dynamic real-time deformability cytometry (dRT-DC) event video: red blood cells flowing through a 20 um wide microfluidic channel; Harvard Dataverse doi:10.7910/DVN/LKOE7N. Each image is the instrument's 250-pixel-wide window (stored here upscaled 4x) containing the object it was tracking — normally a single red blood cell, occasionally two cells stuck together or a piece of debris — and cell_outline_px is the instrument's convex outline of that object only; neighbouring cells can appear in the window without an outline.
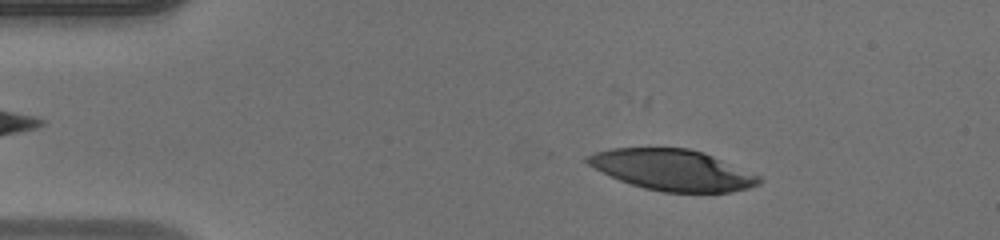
{"species": "human", "species_latin": "Homo sapiens", "temperature_condition": "warm", "stored_images_in_passage": 48, "camera_frame_rate_fps": 3000, "um_per_image_px": 0.085, "donor": {"sex": "male"}, "frame": {"image": 1, "passage_image": 7, "time_ms": 2.0, "image_size_px": [1000, 240], "cell_outline_px": [[764, 180], [760, 184], [748, 188], [732, 192], [664, 192], [644, 188], [620, 180], [588, 164], [584, 160], [584, 156], [608, 148], [688, 148], [704, 152], [760, 176]], "centroid_in_image_um": [57.18, 14.44], "position_along_channel_um": 27.8, "area_um2": 40.75}}
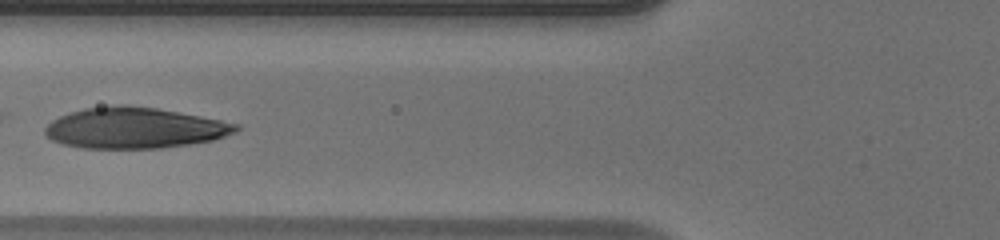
{"frame": {"image": 2, "passage_image": 18, "time_ms": 5.667, "image_size_px": [1000, 240], "cell_outline_px": [[240, 128], [236, 132], [212, 140], [188, 144], [160, 148], [84, 148], [64, 144], [52, 140], [44, 132], [44, 128], [52, 120], [68, 112], [84, 108], [120, 104], [124, 104], [156, 108], [180, 112], [240, 124]], "centroid_in_image_um": [11.43, 10.86], "position_along_channel_um": 114.4, "area_um2": 45.43}}
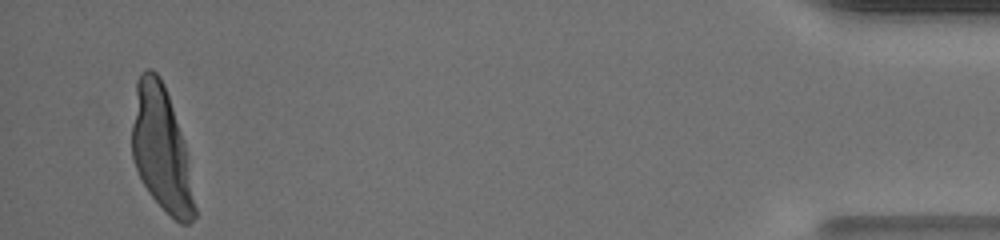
{"frame": {"image": 3, "passage_image": 46, "time_ms": 15.0, "image_size_px": [1000, 240], "cell_outline_px": [[196, 216], [188, 224], [180, 224], [148, 192], [136, 168], [132, 156], [132, 124], [136, 80], [140, 72], [148, 68], [152, 68], [160, 76], [164, 84], [184, 144], [196, 208]], "centroid_in_image_um": [13.68, 12.63], "position_along_channel_um": 421.5, "area_um2": 44.68}}